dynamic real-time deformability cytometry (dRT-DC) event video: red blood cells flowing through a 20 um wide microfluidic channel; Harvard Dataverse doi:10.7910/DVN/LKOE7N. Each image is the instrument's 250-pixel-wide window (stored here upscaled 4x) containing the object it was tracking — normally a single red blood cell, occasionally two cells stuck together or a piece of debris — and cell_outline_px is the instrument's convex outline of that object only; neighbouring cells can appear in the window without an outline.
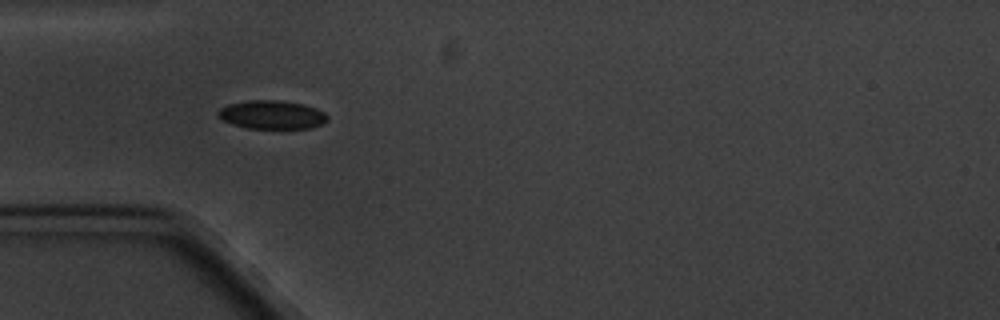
{"species": "common noctule bat (a hibernating species)", "species_latin": "Nyctalus noctula", "temperature_condition": "cold", "stored_images_in_passage": 5, "camera_frame_rate_fps": 3000, "um_per_image_px": 0.085, "animal": {"sex": "male", "body_mass_g": 20.1, "forearm_length_mm": 53.5}, "frame": {"image": 1, "passage_image": 3, "time_ms": 3.0, "image_size_px": [1000, 320], "cell_outline_px": [[328, 120], [312, 128], [248, 128], [232, 124], [220, 120], [216, 116], [216, 112], [220, 108], [228, 104], [248, 100], [280, 100], [304, 104], [316, 108], [324, 112], [328, 116]], "centroid_in_image_um": [23.07, 9.74], "position_along_channel_um": 61.9, "area_um2": 18.38}}